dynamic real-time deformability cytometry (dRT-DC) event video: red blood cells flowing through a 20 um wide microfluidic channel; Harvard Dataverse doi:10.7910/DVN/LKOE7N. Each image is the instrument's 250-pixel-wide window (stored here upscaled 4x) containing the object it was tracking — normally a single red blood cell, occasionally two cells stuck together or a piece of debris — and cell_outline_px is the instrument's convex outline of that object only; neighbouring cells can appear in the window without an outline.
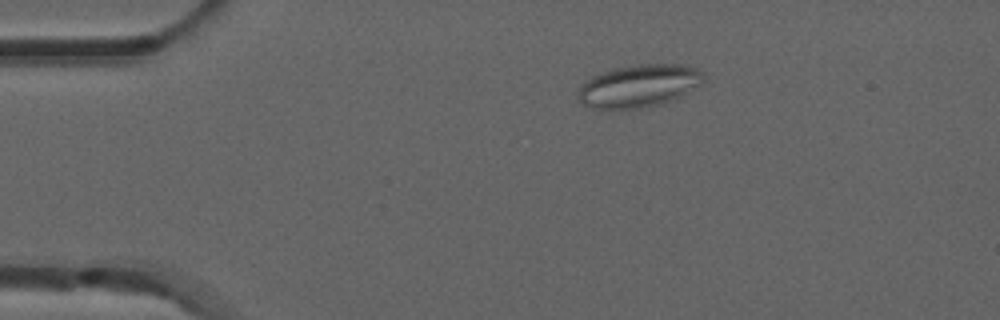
{"species": "common noctule bat (a hibernating species)", "species_latin": "Nyctalus noctula", "temperature_condition": "room temperature", "stored_images_in_passage": 2, "camera_frame_rate_fps": 3000, "um_per_image_px": 0.085, "animal": {"sex": "male", "forearm_length_mm": 52.5}, "frame": {"image": 1, "passage_image": 1, "time_ms": 0.0, "image_size_px": [1000, 320], "cell_outline_px": [[704, 80], [700, 84], [680, 96], [660, 104], [640, 108], [592, 108], [580, 104], [576, 96], [580, 84], [584, 80], [600, 72], [612, 68], [640, 64], [680, 64], [696, 68], [704, 72]], "centroid_in_image_um": [54.24, 7.29], "position_along_channel_um": 30.8, "area_um2": 31.33}}